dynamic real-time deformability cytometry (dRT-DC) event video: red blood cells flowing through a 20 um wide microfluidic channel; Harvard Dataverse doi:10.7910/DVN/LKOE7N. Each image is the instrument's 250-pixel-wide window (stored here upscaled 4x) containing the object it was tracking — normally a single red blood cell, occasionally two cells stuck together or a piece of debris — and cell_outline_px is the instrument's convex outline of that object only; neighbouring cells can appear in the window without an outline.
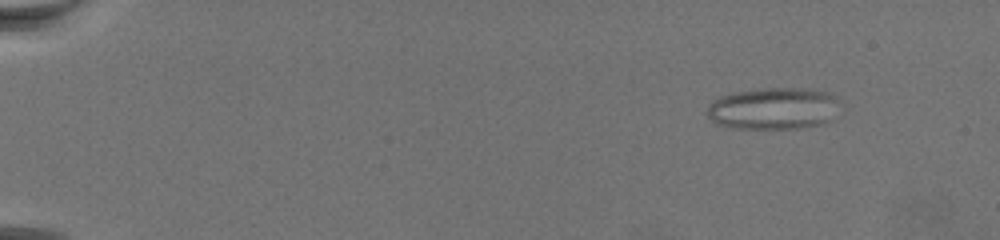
{"species": "common noctule bat (a hibernating species)", "species_latin": "Nyctalus noctula", "temperature_condition": "warm", "stored_images_in_passage": 72, "camera_frame_rate_fps": 3000, "um_per_image_px": 0.085, "animal": {"sex": "female", "body_mass_g": 19.5, "forearm_length_mm": 54.1}, "frame": {"image": 1, "passage_image": 9, "time_ms": 2.667, "image_size_px": [1000, 240], "cell_outline_px": [[836, 100], [828, 120], [824, 124], [800, 128], [732, 128], [716, 124], [704, 112], [708, 104], [712, 100], [720, 96], [732, 92], [760, 88], [808, 88], [828, 92], [836, 96]], "centroid_in_image_um": [65.62, 9.21], "position_along_channel_um": 19.4, "area_um2": 32.37}}
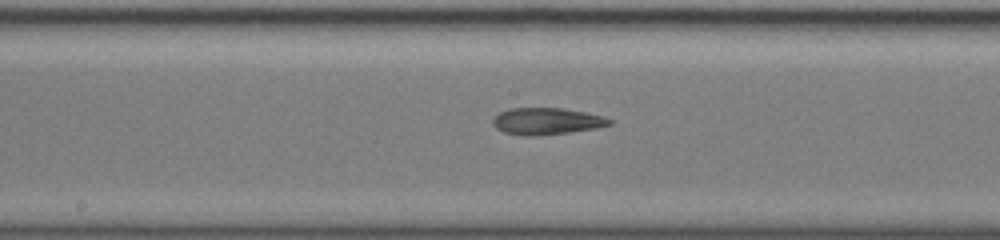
{"frame": {"image": 2, "passage_image": 41, "time_ms": 13.333, "image_size_px": [1000, 240], "cell_outline_px": [[612, 124], [596, 128], [568, 132], [532, 136], [524, 136], [504, 132], [496, 128], [492, 124], [492, 120], [500, 112], [508, 108], [560, 108], [584, 112], [604, 116], [612, 120]], "centroid_in_image_um": [46.45, 10.3], "position_along_channel_um": 201.8, "area_um2": 18.09}}
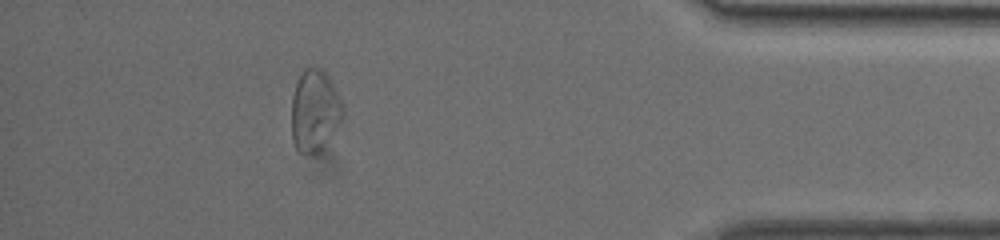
{"frame": {"image": 3, "passage_image": 65, "time_ms": 21.333, "image_size_px": [1000, 240], "cell_outline_px": [[344, 116], [328, 140], [312, 156], [304, 156], [296, 148], [292, 140], [292, 96], [296, 84], [304, 68], [316, 68], [324, 72], [328, 76], [344, 104]], "centroid_in_image_um": [26.75, 9.44], "position_along_channel_um": 408.5, "area_um2": 24.39}}